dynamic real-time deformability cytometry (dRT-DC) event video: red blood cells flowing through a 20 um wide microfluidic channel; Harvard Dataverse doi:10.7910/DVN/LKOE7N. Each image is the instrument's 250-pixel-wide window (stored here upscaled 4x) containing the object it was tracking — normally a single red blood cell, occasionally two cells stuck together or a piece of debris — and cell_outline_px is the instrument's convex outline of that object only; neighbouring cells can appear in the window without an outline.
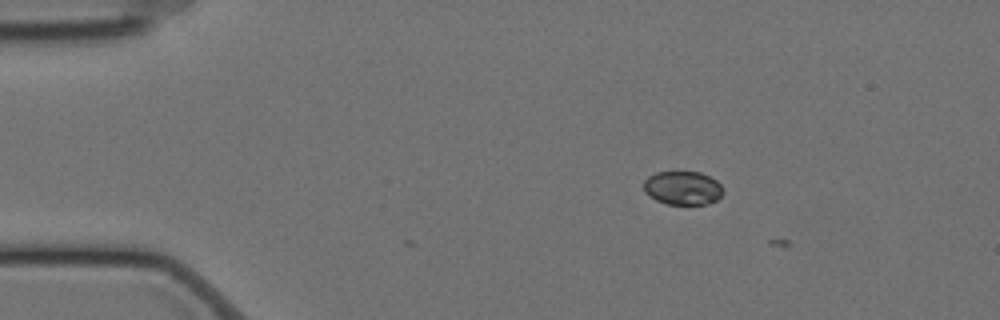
{"species": "Egyptian fruit bat (a non-hibernating species)", "species_latin": "Rousettus aegyptiacus", "temperature_condition": "cold", "stored_images_in_passage": 7, "camera_frame_rate_fps": 3000, "um_per_image_px": 0.085, "animal": {"sex": "female"}, "frame": {"image": 1, "passage_image": 6, "time_ms": 1.667, "image_size_px": [1000, 320], "cell_outline_px": [[724, 192], [716, 200], [708, 204], [668, 204], [656, 200], [644, 192], [644, 180], [648, 176], [656, 172], [700, 172], [716, 180], [720, 184]], "centroid_in_image_um": [58.02, 15.98], "position_along_channel_um": 27.0, "area_um2": 15.55}}